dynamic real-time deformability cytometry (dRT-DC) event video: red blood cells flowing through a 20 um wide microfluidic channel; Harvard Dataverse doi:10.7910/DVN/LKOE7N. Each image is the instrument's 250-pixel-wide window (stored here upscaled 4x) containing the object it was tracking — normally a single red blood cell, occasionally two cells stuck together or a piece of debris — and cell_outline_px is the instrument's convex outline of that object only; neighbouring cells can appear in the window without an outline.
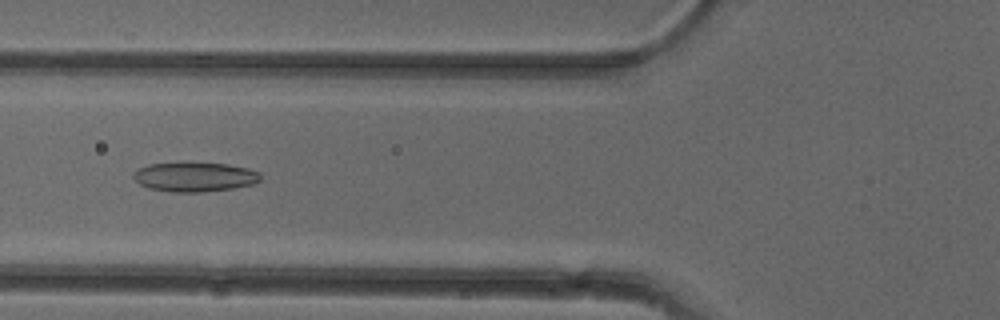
{"species": "common noctule bat (a hibernating species)", "species_latin": "Nyctalus noctula", "temperature_condition": "cold", "stored_images_in_passage": 46, "camera_frame_rate_fps": 3000, "um_per_image_px": 0.085, "animal": {"sex": "female"}, "frame": {"image": 1, "passage_image": 14, "time_ms": 4.333, "image_size_px": [1000, 320], "cell_outline_px": [[260, 180], [252, 184], [232, 188], [200, 192], [172, 192], [148, 188], [140, 184], [132, 176], [132, 172], [148, 164], [184, 160], [228, 164], [248, 168], [260, 172]], "centroid_in_image_um": [16.51, 14.99], "position_along_channel_um": 109.3, "area_um2": 22.48}}
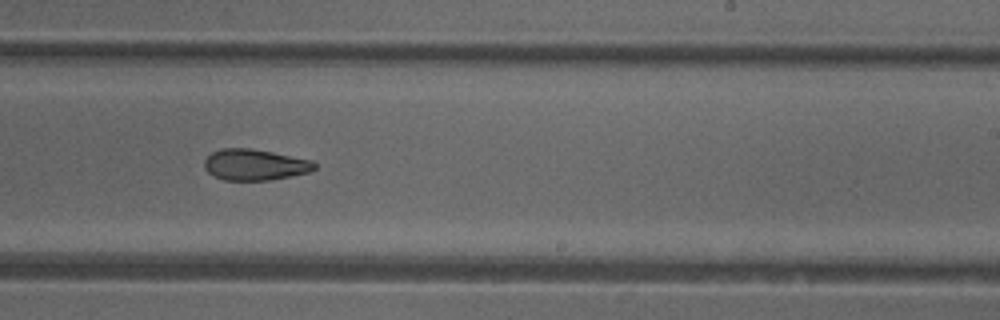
{"frame": {"image": 2, "passage_image": 26, "time_ms": 8.333, "image_size_px": [1000, 320], "cell_outline_px": [[316, 168], [308, 172], [268, 180], [224, 180], [208, 172], [204, 168], [204, 160], [212, 152], [220, 148], [252, 148], [312, 160], [316, 164]], "centroid_in_image_um": [21.63, 13.99], "position_along_channel_um": 267.4, "area_um2": 19.83}}
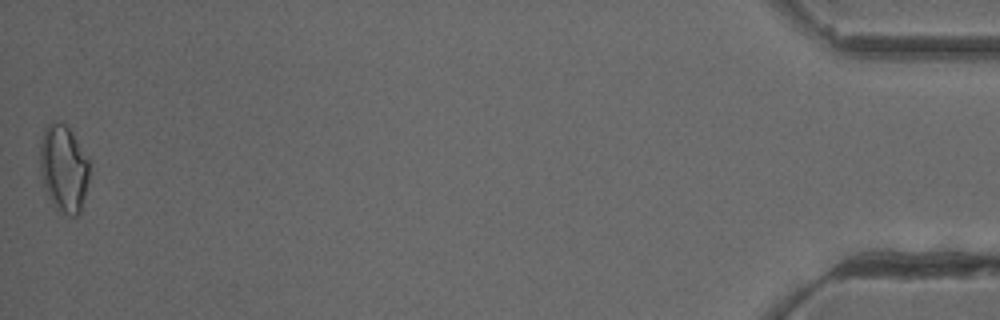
{"frame": {"image": 3, "passage_image": 46, "time_ms": 15.0, "image_size_px": [1000, 320], "cell_outline_px": [[88, 180], [80, 212], [76, 216], [68, 216], [60, 212], [56, 208], [48, 196], [44, 188], [40, 172], [40, 140], [48, 124], [64, 124], [68, 128], [88, 156]], "centroid_in_image_um": [5.4, 14.36], "position_along_channel_um": 429.8, "area_um2": 24.74}, "authors_computed_cell_mechanics": {"area_um2": 21.097, "velocity_mm_per_s": 3.9454, "shape_relaxation_time_tau1_ms": null, "shape_relaxation_time_tau2_ms": 3.7215, "deformation_change_tau1": null, "deformation_change_tau2": 0.1095}}